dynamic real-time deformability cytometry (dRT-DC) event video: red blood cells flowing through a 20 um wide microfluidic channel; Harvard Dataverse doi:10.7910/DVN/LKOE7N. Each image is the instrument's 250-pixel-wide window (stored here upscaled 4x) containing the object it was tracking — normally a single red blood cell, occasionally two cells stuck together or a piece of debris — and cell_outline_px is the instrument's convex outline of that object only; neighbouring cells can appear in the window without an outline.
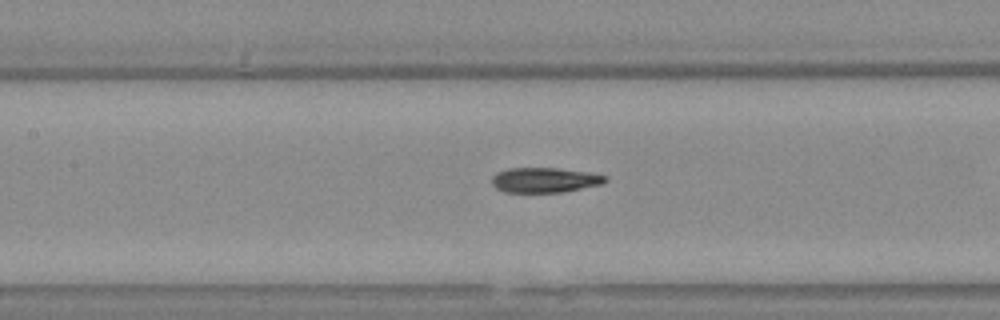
{"species": "Egyptian fruit bat (a non-hibernating species)", "species_latin": "Rousettus aegyptiacus", "temperature_condition": "warm", "stored_images_in_passage": 26, "camera_frame_rate_fps": 3000, "um_per_image_px": 0.085, "animal": {"sex": "female"}, "frame": {"image": 1, "passage_image": 8, "time_ms": 2.333, "image_size_px": [1000, 320], "cell_outline_px": [[608, 180], [604, 184], [560, 192], [504, 192], [496, 188], [492, 184], [492, 176], [496, 172], [508, 168], [556, 168], [588, 172], [608, 176]], "centroid_in_image_um": [46.3, 15.3], "position_along_channel_um": 161.1, "area_um2": 16.59}}
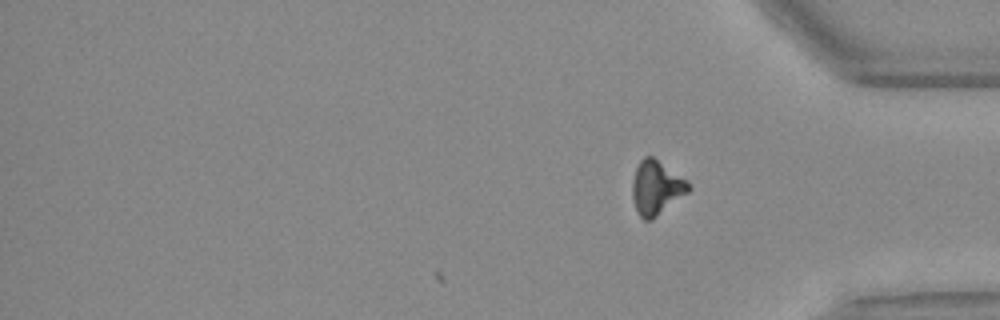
{"frame": {"image": 2, "passage_image": 26, "time_ms": 8.333, "image_size_px": [1000, 320], "cell_outline_px": [[688, 192], [652, 220], [644, 220], [636, 212], [632, 196], [632, 180], [636, 168], [640, 160], [644, 156], [652, 156], [688, 180]], "centroid_in_image_um": [55.76, 15.95], "position_along_channel_um": 379.4, "area_um2": 17.63}}